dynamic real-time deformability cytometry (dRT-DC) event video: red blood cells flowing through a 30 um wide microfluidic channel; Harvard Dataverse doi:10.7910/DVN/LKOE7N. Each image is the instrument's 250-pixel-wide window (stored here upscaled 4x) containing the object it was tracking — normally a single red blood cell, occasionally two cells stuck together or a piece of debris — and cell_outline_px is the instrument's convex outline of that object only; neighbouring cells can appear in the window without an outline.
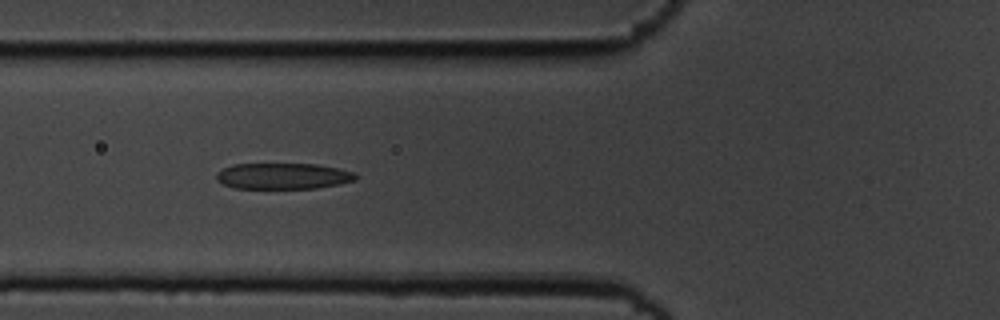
{"species": "common noctule bat (a hibernating species)", "species_latin": "Nyctalus noctula", "temperature_condition": "cold", "stored_images_in_passage": 42, "camera_frame_rate_fps": 3000, "um_per_image_px": 0.085, "animal": {"sex": "male", "body_mass_g": 19.5, "forearm_length_mm": 54.6}, "frame": {"image": 1, "passage_image": 8, "time_ms": 2.333, "image_size_px": [1000, 320], "cell_outline_px": [[360, 176], [356, 180], [316, 188], [232, 188], [216, 180], [216, 172], [232, 164], [316, 164], [340, 168], [356, 172]], "centroid_in_image_um": [24.08, 14.96], "position_along_channel_um": 101.7, "area_um2": 21.27}}
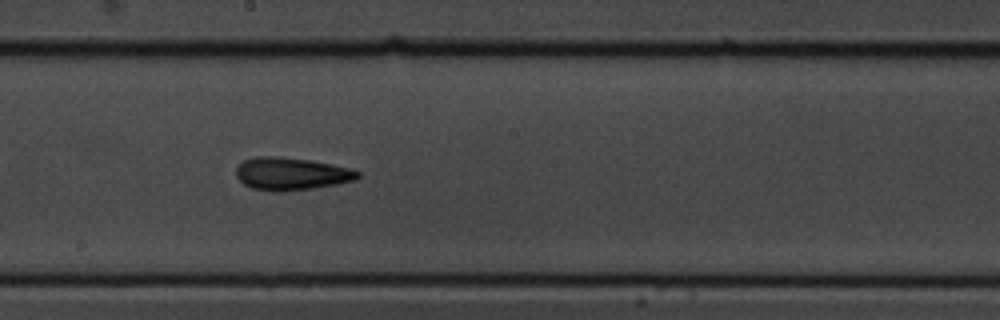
{"frame": {"image": 2, "passage_image": 18, "time_ms": 5.667, "image_size_px": [1000, 320], "cell_outline_px": [[360, 176], [356, 180], [336, 184], [312, 188], [280, 192], [276, 192], [252, 188], [244, 184], [236, 176], [236, 168], [244, 160], [256, 156], [280, 156], [308, 160], [332, 164], [352, 168], [360, 172]], "centroid_in_image_um": [24.77, 14.77], "position_along_channel_um": 223.4, "area_um2": 23.18}}
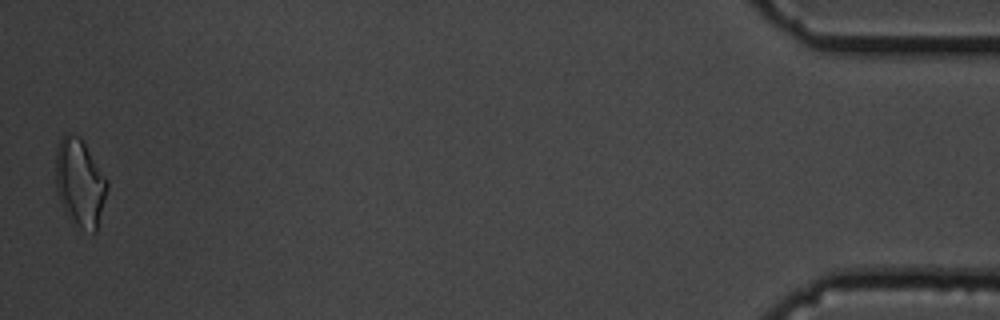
{"frame": {"image": 3, "passage_image": 42, "time_ms": 13.667, "image_size_px": [1000, 320], "cell_outline_px": [[108, 188], [96, 232], [92, 232], [72, 224], [56, 192], [56, 148], [60, 140], [68, 132], [80, 136], [108, 180]], "centroid_in_image_um": [6.79, 15.53], "position_along_channel_um": 428.4, "area_um2": 26.3}, "authors_computed_cell_mechanics": {"area_um2": 21.9062, "velocity_mm_per_s": 3.6512, "shape_relaxation_time_tau1_ms": 6.2912, "shape_relaxation_time_tau2_ms": 2.7043, "deformation_change_tau1": 0.1792, "deformation_change_tau2": 0.1221}}